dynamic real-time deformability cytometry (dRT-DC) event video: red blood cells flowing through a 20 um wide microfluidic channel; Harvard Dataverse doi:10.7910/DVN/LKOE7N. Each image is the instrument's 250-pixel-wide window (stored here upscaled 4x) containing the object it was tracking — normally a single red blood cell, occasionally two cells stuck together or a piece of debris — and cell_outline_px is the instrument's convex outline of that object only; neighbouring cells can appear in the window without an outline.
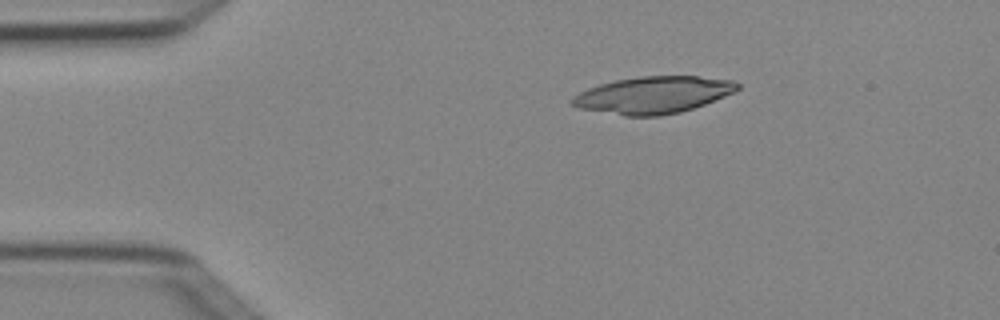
{"species": "Egyptian fruit bat (a non-hibernating species)", "species_latin": "Rousettus aegyptiacus", "temperature_condition": "cold", "stored_images_in_passage": 4, "camera_frame_rate_fps": 3000, "um_per_image_px": 0.085, "animal": {"sex": "female"}, "frame": {"image": 1, "passage_image": 1, "time_ms": 0.0, "image_size_px": [1000, 320], "cell_outline_px": [[740, 88], [736, 92], [704, 104], [680, 112], [660, 116], [624, 116], [580, 108], [572, 104], [568, 100], [572, 96], [588, 88], [600, 84], [616, 80], [640, 76], [696, 76], [736, 80], [740, 84]], "centroid_in_image_um": [55.54, 8.06], "position_along_channel_um": 29.5, "area_um2": 35.72}}